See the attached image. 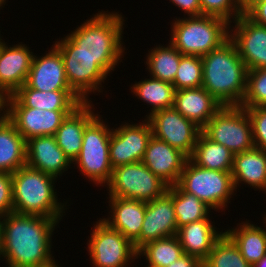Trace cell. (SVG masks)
Returning a JSON list of instances; mask_svg holds the SVG:
<instances>
[{"label":"cell","instance_id":"277c9868","mask_svg":"<svg viewBox=\"0 0 266 267\" xmlns=\"http://www.w3.org/2000/svg\"><path fill=\"white\" fill-rule=\"evenodd\" d=\"M56 180L27 165L12 173L13 212L53 218L60 222L69 205L67 201L62 203L58 200Z\"/></svg>","mask_w":266,"mask_h":267},{"label":"cell","instance_id":"8d00e7d4","mask_svg":"<svg viewBox=\"0 0 266 267\" xmlns=\"http://www.w3.org/2000/svg\"><path fill=\"white\" fill-rule=\"evenodd\" d=\"M199 3L201 15L222 18L230 24L244 13L241 0H199Z\"/></svg>","mask_w":266,"mask_h":267},{"label":"cell","instance_id":"bcb514c9","mask_svg":"<svg viewBox=\"0 0 266 267\" xmlns=\"http://www.w3.org/2000/svg\"><path fill=\"white\" fill-rule=\"evenodd\" d=\"M57 262L54 260L48 264H45V265H42V266H36V267H62V266H59L58 263L56 264Z\"/></svg>","mask_w":266,"mask_h":267},{"label":"cell","instance_id":"83f0119b","mask_svg":"<svg viewBox=\"0 0 266 267\" xmlns=\"http://www.w3.org/2000/svg\"><path fill=\"white\" fill-rule=\"evenodd\" d=\"M26 165V140L7 120L0 127V172L15 173Z\"/></svg>","mask_w":266,"mask_h":267},{"label":"cell","instance_id":"6da1fadb","mask_svg":"<svg viewBox=\"0 0 266 267\" xmlns=\"http://www.w3.org/2000/svg\"><path fill=\"white\" fill-rule=\"evenodd\" d=\"M59 223L53 218L15 212L0 218L2 261L8 267H36L54 261L52 236Z\"/></svg>","mask_w":266,"mask_h":267},{"label":"cell","instance_id":"ac0fdd59","mask_svg":"<svg viewBox=\"0 0 266 267\" xmlns=\"http://www.w3.org/2000/svg\"><path fill=\"white\" fill-rule=\"evenodd\" d=\"M0 34V86L13 95L26 84L34 53L22 42L6 44Z\"/></svg>","mask_w":266,"mask_h":267},{"label":"cell","instance_id":"ffe728a7","mask_svg":"<svg viewBox=\"0 0 266 267\" xmlns=\"http://www.w3.org/2000/svg\"><path fill=\"white\" fill-rule=\"evenodd\" d=\"M72 162L57 145L55 136H40L26 141V165L51 175L62 176Z\"/></svg>","mask_w":266,"mask_h":267},{"label":"cell","instance_id":"ab89813d","mask_svg":"<svg viewBox=\"0 0 266 267\" xmlns=\"http://www.w3.org/2000/svg\"><path fill=\"white\" fill-rule=\"evenodd\" d=\"M244 14L255 23L266 27V0H248Z\"/></svg>","mask_w":266,"mask_h":267},{"label":"cell","instance_id":"ba28073f","mask_svg":"<svg viewBox=\"0 0 266 267\" xmlns=\"http://www.w3.org/2000/svg\"><path fill=\"white\" fill-rule=\"evenodd\" d=\"M53 46L60 52L65 68V75L70 88L84 101L89 99L90 93L103 92L102 82L110 76L95 58L78 50V46L66 35ZM101 87V88H100Z\"/></svg>","mask_w":266,"mask_h":267},{"label":"cell","instance_id":"d590c367","mask_svg":"<svg viewBox=\"0 0 266 267\" xmlns=\"http://www.w3.org/2000/svg\"><path fill=\"white\" fill-rule=\"evenodd\" d=\"M243 108L266 106V68L248 70Z\"/></svg>","mask_w":266,"mask_h":267},{"label":"cell","instance_id":"9c48e42d","mask_svg":"<svg viewBox=\"0 0 266 267\" xmlns=\"http://www.w3.org/2000/svg\"><path fill=\"white\" fill-rule=\"evenodd\" d=\"M105 186L109 197L135 199L144 202L163 196L169 187L142 162L114 168L111 178Z\"/></svg>","mask_w":266,"mask_h":267},{"label":"cell","instance_id":"2e32d148","mask_svg":"<svg viewBox=\"0 0 266 267\" xmlns=\"http://www.w3.org/2000/svg\"><path fill=\"white\" fill-rule=\"evenodd\" d=\"M233 23L234 26L230 24V39L246 68H266V27L255 23L244 13Z\"/></svg>","mask_w":266,"mask_h":267},{"label":"cell","instance_id":"d6986e66","mask_svg":"<svg viewBox=\"0 0 266 267\" xmlns=\"http://www.w3.org/2000/svg\"><path fill=\"white\" fill-rule=\"evenodd\" d=\"M26 84L44 92L73 91L66 79L63 58L53 45L45 55L33 56Z\"/></svg>","mask_w":266,"mask_h":267},{"label":"cell","instance_id":"d6a6232c","mask_svg":"<svg viewBox=\"0 0 266 267\" xmlns=\"http://www.w3.org/2000/svg\"><path fill=\"white\" fill-rule=\"evenodd\" d=\"M173 206L177 228L202 219H209L211 208L194 194L184 192L178 185L173 186Z\"/></svg>","mask_w":266,"mask_h":267},{"label":"cell","instance_id":"30bf717a","mask_svg":"<svg viewBox=\"0 0 266 267\" xmlns=\"http://www.w3.org/2000/svg\"><path fill=\"white\" fill-rule=\"evenodd\" d=\"M201 131L234 155L255 147L250 118L241 106H222Z\"/></svg>","mask_w":266,"mask_h":267},{"label":"cell","instance_id":"4dcf8cb0","mask_svg":"<svg viewBox=\"0 0 266 267\" xmlns=\"http://www.w3.org/2000/svg\"><path fill=\"white\" fill-rule=\"evenodd\" d=\"M149 50L145 62L149 75L173 84L183 54L170 43L167 46L156 44Z\"/></svg>","mask_w":266,"mask_h":267},{"label":"cell","instance_id":"74e56055","mask_svg":"<svg viewBox=\"0 0 266 267\" xmlns=\"http://www.w3.org/2000/svg\"><path fill=\"white\" fill-rule=\"evenodd\" d=\"M252 124L254 145L266 151V106L245 108Z\"/></svg>","mask_w":266,"mask_h":267},{"label":"cell","instance_id":"5b68a950","mask_svg":"<svg viewBox=\"0 0 266 267\" xmlns=\"http://www.w3.org/2000/svg\"><path fill=\"white\" fill-rule=\"evenodd\" d=\"M175 19L169 43L183 55L202 57L230 38V23L222 18L200 15Z\"/></svg>","mask_w":266,"mask_h":267},{"label":"cell","instance_id":"8fae6325","mask_svg":"<svg viewBox=\"0 0 266 267\" xmlns=\"http://www.w3.org/2000/svg\"><path fill=\"white\" fill-rule=\"evenodd\" d=\"M93 227L87 241L93 267H128L138 259L133 243L101 218Z\"/></svg>","mask_w":266,"mask_h":267},{"label":"cell","instance_id":"52a82bcc","mask_svg":"<svg viewBox=\"0 0 266 267\" xmlns=\"http://www.w3.org/2000/svg\"><path fill=\"white\" fill-rule=\"evenodd\" d=\"M177 185L184 191L194 194L212 210H225L234 192L231 171L209 170L187 159ZM235 193V194H234Z\"/></svg>","mask_w":266,"mask_h":267},{"label":"cell","instance_id":"f546056e","mask_svg":"<svg viewBox=\"0 0 266 267\" xmlns=\"http://www.w3.org/2000/svg\"><path fill=\"white\" fill-rule=\"evenodd\" d=\"M131 86L130 90L135 94L134 96L152 107L151 111L145 116L146 118L156 111L174 106L176 90L171 83L150 76V78L135 82Z\"/></svg>","mask_w":266,"mask_h":267},{"label":"cell","instance_id":"f35d334b","mask_svg":"<svg viewBox=\"0 0 266 267\" xmlns=\"http://www.w3.org/2000/svg\"><path fill=\"white\" fill-rule=\"evenodd\" d=\"M13 212L12 174L0 172V218Z\"/></svg>","mask_w":266,"mask_h":267},{"label":"cell","instance_id":"d4e9b609","mask_svg":"<svg viewBox=\"0 0 266 267\" xmlns=\"http://www.w3.org/2000/svg\"><path fill=\"white\" fill-rule=\"evenodd\" d=\"M235 192L240 184L266 193V151L254 147L234 155L231 171Z\"/></svg>","mask_w":266,"mask_h":267},{"label":"cell","instance_id":"b9f144b4","mask_svg":"<svg viewBox=\"0 0 266 267\" xmlns=\"http://www.w3.org/2000/svg\"><path fill=\"white\" fill-rule=\"evenodd\" d=\"M167 267H203L202 262L194 256L183 254L176 261H173Z\"/></svg>","mask_w":266,"mask_h":267},{"label":"cell","instance_id":"c3c4849f","mask_svg":"<svg viewBox=\"0 0 266 267\" xmlns=\"http://www.w3.org/2000/svg\"><path fill=\"white\" fill-rule=\"evenodd\" d=\"M5 4H6V0H0V10H1V8H3L5 6Z\"/></svg>","mask_w":266,"mask_h":267},{"label":"cell","instance_id":"44dd1931","mask_svg":"<svg viewBox=\"0 0 266 267\" xmlns=\"http://www.w3.org/2000/svg\"><path fill=\"white\" fill-rule=\"evenodd\" d=\"M108 198L109 215L101 220L133 243L141 234L146 202L119 197Z\"/></svg>","mask_w":266,"mask_h":267},{"label":"cell","instance_id":"ee69618b","mask_svg":"<svg viewBox=\"0 0 266 267\" xmlns=\"http://www.w3.org/2000/svg\"><path fill=\"white\" fill-rule=\"evenodd\" d=\"M252 267H266V254L259 261L254 263Z\"/></svg>","mask_w":266,"mask_h":267},{"label":"cell","instance_id":"484cf974","mask_svg":"<svg viewBox=\"0 0 266 267\" xmlns=\"http://www.w3.org/2000/svg\"><path fill=\"white\" fill-rule=\"evenodd\" d=\"M13 96L28 108L46 110H75L84 101L74 91L44 92L30 88L27 84L20 87Z\"/></svg>","mask_w":266,"mask_h":267},{"label":"cell","instance_id":"e575fe53","mask_svg":"<svg viewBox=\"0 0 266 267\" xmlns=\"http://www.w3.org/2000/svg\"><path fill=\"white\" fill-rule=\"evenodd\" d=\"M202 57L182 55L173 86L175 90L202 87Z\"/></svg>","mask_w":266,"mask_h":267},{"label":"cell","instance_id":"681fc988","mask_svg":"<svg viewBox=\"0 0 266 267\" xmlns=\"http://www.w3.org/2000/svg\"><path fill=\"white\" fill-rule=\"evenodd\" d=\"M243 2V4H245L248 0H241Z\"/></svg>","mask_w":266,"mask_h":267},{"label":"cell","instance_id":"7dc6e473","mask_svg":"<svg viewBox=\"0 0 266 267\" xmlns=\"http://www.w3.org/2000/svg\"><path fill=\"white\" fill-rule=\"evenodd\" d=\"M0 258L2 259V233H1V227H0Z\"/></svg>","mask_w":266,"mask_h":267},{"label":"cell","instance_id":"e0dca14e","mask_svg":"<svg viewBox=\"0 0 266 267\" xmlns=\"http://www.w3.org/2000/svg\"><path fill=\"white\" fill-rule=\"evenodd\" d=\"M187 159L180 150L152 136L141 162L170 187L177 185Z\"/></svg>","mask_w":266,"mask_h":267},{"label":"cell","instance_id":"cb8c5ba5","mask_svg":"<svg viewBox=\"0 0 266 267\" xmlns=\"http://www.w3.org/2000/svg\"><path fill=\"white\" fill-rule=\"evenodd\" d=\"M223 233V230H217L211 219H202L179 227L176 236L183 253L197 257L203 262Z\"/></svg>","mask_w":266,"mask_h":267},{"label":"cell","instance_id":"7402d4cb","mask_svg":"<svg viewBox=\"0 0 266 267\" xmlns=\"http://www.w3.org/2000/svg\"><path fill=\"white\" fill-rule=\"evenodd\" d=\"M93 108V102L82 103L62 121L54 135L57 145L72 163L81 151L84 129L98 115Z\"/></svg>","mask_w":266,"mask_h":267},{"label":"cell","instance_id":"7bdbcfd3","mask_svg":"<svg viewBox=\"0 0 266 267\" xmlns=\"http://www.w3.org/2000/svg\"><path fill=\"white\" fill-rule=\"evenodd\" d=\"M10 97L11 94L0 86V113H9Z\"/></svg>","mask_w":266,"mask_h":267},{"label":"cell","instance_id":"4316f807","mask_svg":"<svg viewBox=\"0 0 266 267\" xmlns=\"http://www.w3.org/2000/svg\"><path fill=\"white\" fill-rule=\"evenodd\" d=\"M265 229L249 222L239 223L224 232L239 248L243 258L251 265L259 261L266 254V214L263 217Z\"/></svg>","mask_w":266,"mask_h":267},{"label":"cell","instance_id":"60d3db41","mask_svg":"<svg viewBox=\"0 0 266 267\" xmlns=\"http://www.w3.org/2000/svg\"><path fill=\"white\" fill-rule=\"evenodd\" d=\"M177 6L179 10L184 11L188 17L190 16H200L201 15V6L199 0H169Z\"/></svg>","mask_w":266,"mask_h":267},{"label":"cell","instance_id":"5bb4252c","mask_svg":"<svg viewBox=\"0 0 266 267\" xmlns=\"http://www.w3.org/2000/svg\"><path fill=\"white\" fill-rule=\"evenodd\" d=\"M73 111L24 107L11 95L8 120L27 141L34 137L54 136L62 121Z\"/></svg>","mask_w":266,"mask_h":267},{"label":"cell","instance_id":"9a60e30c","mask_svg":"<svg viewBox=\"0 0 266 267\" xmlns=\"http://www.w3.org/2000/svg\"><path fill=\"white\" fill-rule=\"evenodd\" d=\"M177 232V219L173 206V186H170L163 196L146 202L141 234L133 242V245L138 251L148 242L177 235Z\"/></svg>","mask_w":266,"mask_h":267},{"label":"cell","instance_id":"836d02e7","mask_svg":"<svg viewBox=\"0 0 266 267\" xmlns=\"http://www.w3.org/2000/svg\"><path fill=\"white\" fill-rule=\"evenodd\" d=\"M203 267H252L241 255L239 248L224 232L215 242Z\"/></svg>","mask_w":266,"mask_h":267},{"label":"cell","instance_id":"603a6c76","mask_svg":"<svg viewBox=\"0 0 266 267\" xmlns=\"http://www.w3.org/2000/svg\"><path fill=\"white\" fill-rule=\"evenodd\" d=\"M173 107L202 129L222 105L205 88L197 87L176 90Z\"/></svg>","mask_w":266,"mask_h":267},{"label":"cell","instance_id":"3957f363","mask_svg":"<svg viewBox=\"0 0 266 267\" xmlns=\"http://www.w3.org/2000/svg\"><path fill=\"white\" fill-rule=\"evenodd\" d=\"M205 88L222 106H240L246 92L247 72L235 43L229 38L202 56Z\"/></svg>","mask_w":266,"mask_h":267},{"label":"cell","instance_id":"f6af8a7d","mask_svg":"<svg viewBox=\"0 0 266 267\" xmlns=\"http://www.w3.org/2000/svg\"><path fill=\"white\" fill-rule=\"evenodd\" d=\"M9 113H0V127L8 120Z\"/></svg>","mask_w":266,"mask_h":267},{"label":"cell","instance_id":"8992f818","mask_svg":"<svg viewBox=\"0 0 266 267\" xmlns=\"http://www.w3.org/2000/svg\"><path fill=\"white\" fill-rule=\"evenodd\" d=\"M98 114L84 129L81 151L72 164L96 186H105L112 175L109 142L113 128H109Z\"/></svg>","mask_w":266,"mask_h":267},{"label":"cell","instance_id":"4fadbf2b","mask_svg":"<svg viewBox=\"0 0 266 267\" xmlns=\"http://www.w3.org/2000/svg\"><path fill=\"white\" fill-rule=\"evenodd\" d=\"M152 136V127L147 118L139 123L123 122L119 127H113L109 142V159L112 168L141 162Z\"/></svg>","mask_w":266,"mask_h":267},{"label":"cell","instance_id":"7a4b0ae2","mask_svg":"<svg viewBox=\"0 0 266 267\" xmlns=\"http://www.w3.org/2000/svg\"><path fill=\"white\" fill-rule=\"evenodd\" d=\"M123 18L119 12L101 10L67 36L78 46V50L95 58V62L110 74L125 54Z\"/></svg>","mask_w":266,"mask_h":267},{"label":"cell","instance_id":"1f68e13d","mask_svg":"<svg viewBox=\"0 0 266 267\" xmlns=\"http://www.w3.org/2000/svg\"><path fill=\"white\" fill-rule=\"evenodd\" d=\"M183 249L176 235L146 243L138 252V258H146V267H167L183 255ZM141 256V257H140Z\"/></svg>","mask_w":266,"mask_h":267},{"label":"cell","instance_id":"7c38bea8","mask_svg":"<svg viewBox=\"0 0 266 267\" xmlns=\"http://www.w3.org/2000/svg\"><path fill=\"white\" fill-rule=\"evenodd\" d=\"M147 119L155 138L167 142L188 158L191 156L202 130L193 121L185 118L174 107L156 111Z\"/></svg>","mask_w":266,"mask_h":267},{"label":"cell","instance_id":"f1b7e54d","mask_svg":"<svg viewBox=\"0 0 266 267\" xmlns=\"http://www.w3.org/2000/svg\"><path fill=\"white\" fill-rule=\"evenodd\" d=\"M189 159L205 169L232 171L234 154L227 147L209 139L201 131Z\"/></svg>","mask_w":266,"mask_h":267}]
</instances>
